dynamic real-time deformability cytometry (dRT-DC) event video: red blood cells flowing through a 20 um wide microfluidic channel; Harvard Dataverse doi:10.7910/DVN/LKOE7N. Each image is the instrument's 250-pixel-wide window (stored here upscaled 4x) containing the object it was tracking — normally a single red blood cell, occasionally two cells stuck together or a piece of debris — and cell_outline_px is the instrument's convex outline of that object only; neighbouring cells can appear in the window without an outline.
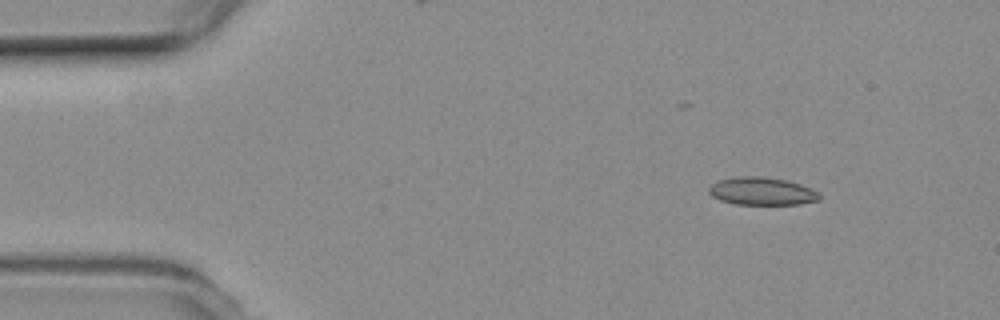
{"species": "common noctule bat (a hibernating species)", "species_latin": "Nyctalus noctula", "temperature_condition": "room temperature", "stored_images_in_passage": 6, "camera_frame_rate_fps": 3000, "um_per_image_px": 0.085, "animal": {"sex": "female", "body_mass_g": 19.3, "forearm_length_mm": 54.1}, "frame": {"image": 1, "passage_image": 1, "time_ms": 0.0, "image_size_px": [1000, 320], "cell_outline_px": [[820, 200], [800, 204], [736, 204], [720, 200], [712, 196], [708, 192], [708, 188], [716, 180], [736, 176], [760, 176], [784, 180], [800, 184], [812, 188], [820, 192]], "centroid_in_image_um": [64.75, 16.25], "position_along_channel_um": 20.2, "area_um2": 18.03}}
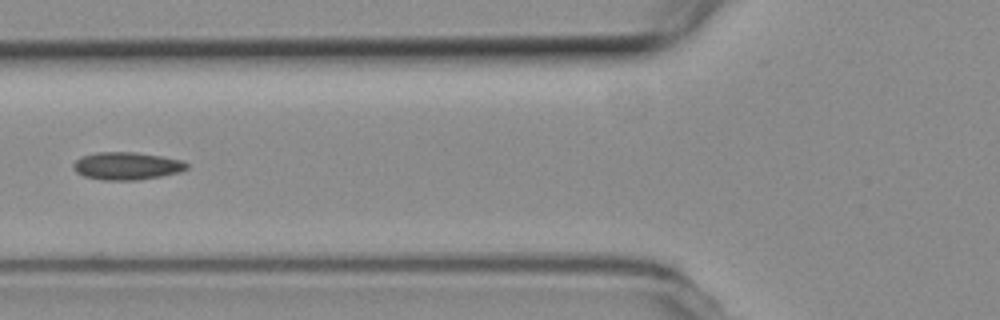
{"frame": {"image": 2, "passage_image": 5, "time_ms": 1.333, "image_size_px": [1000, 320], "cell_outline_px": [[188, 168], [180, 172], [160, 176], [136, 180], [104, 180], [84, 176], [76, 172], [72, 168], [72, 164], [80, 156], [96, 152], [136, 152], [184, 160], [188, 164]], "centroid_in_image_um": [10.76, 14.09], "position_along_channel_um": 115.0, "area_um2": 18.38}}
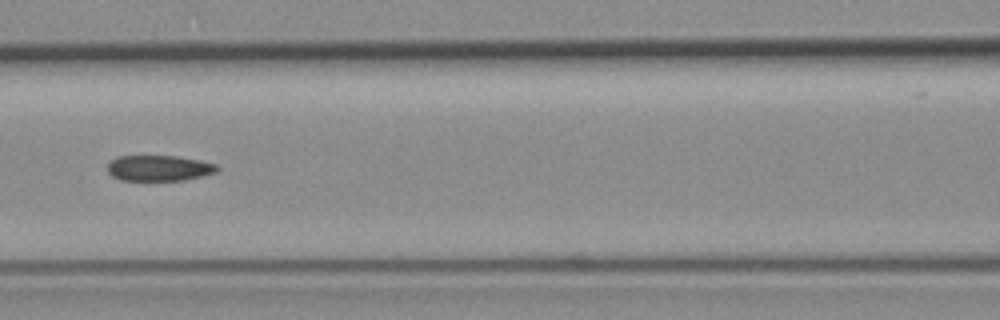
{"frame": {"image": 3, "passage_image": 6, "time_ms": 1.667, "image_size_px": [1000, 320], "cell_outline_px": [[220, 168], [216, 172], [184, 180], [120, 180], [112, 176], [108, 172], [108, 164], [116, 156], [176, 156], [200, 160], [216, 164]], "centroid_in_image_um": [13.51, 14.28], "position_along_channel_um": 153.1, "area_um2": 16.36}}